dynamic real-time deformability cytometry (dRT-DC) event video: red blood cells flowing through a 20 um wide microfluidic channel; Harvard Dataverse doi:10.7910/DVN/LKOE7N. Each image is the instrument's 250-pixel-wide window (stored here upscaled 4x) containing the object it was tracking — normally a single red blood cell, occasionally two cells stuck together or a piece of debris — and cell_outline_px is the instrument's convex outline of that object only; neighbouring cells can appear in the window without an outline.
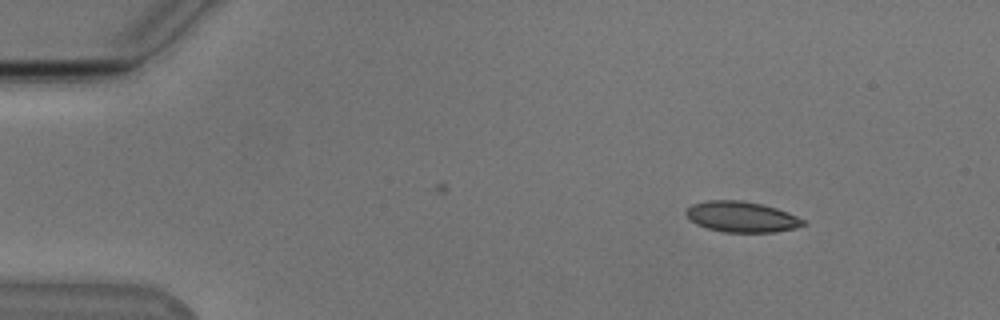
{"species": "Egyptian fruit bat (a non-hibernating species)", "species_latin": "Rousettus aegyptiacus", "temperature_condition": "cold", "stored_images_in_passage": 36, "camera_frame_rate_fps": 3000, "um_per_image_px": 0.085, "animal": {"sex": "male"}, "frame": {"image": 1, "passage_image": 1, "time_ms": 0.0, "image_size_px": [1000, 320], "cell_outline_px": [[808, 224], [796, 228], [776, 232], [724, 232], [708, 228], [696, 224], [684, 212], [692, 204], [708, 200], [740, 200], [760, 204], [776, 208], [788, 212], [804, 220]], "centroid_in_image_um": [63.06, 18.43], "position_along_channel_um": 21.9, "area_um2": 20.87}}
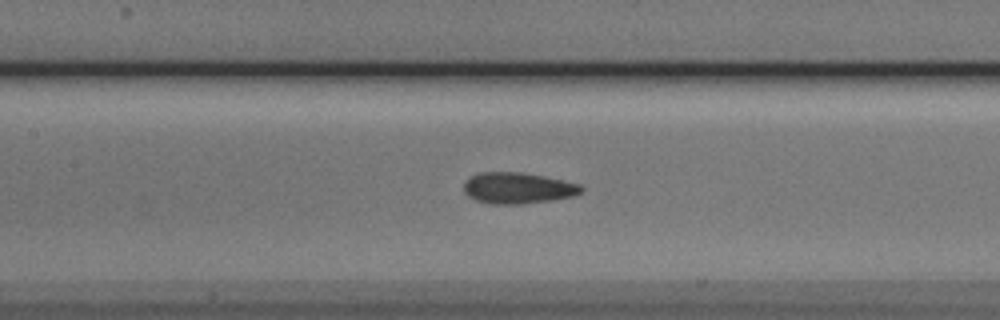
{"frame": {"image": 2, "passage_image": 19, "time_ms": 6.0, "image_size_px": [1000, 320], "cell_outline_px": [[584, 192], [572, 196], [552, 200], [524, 204], [488, 204], [476, 200], [468, 196], [464, 192], [464, 180], [468, 176], [480, 172], [524, 172], [564, 180], [580, 184], [584, 188]], "centroid_in_image_um": [44.0, 15.98], "position_along_channel_um": 163.4, "area_um2": 21.73}}
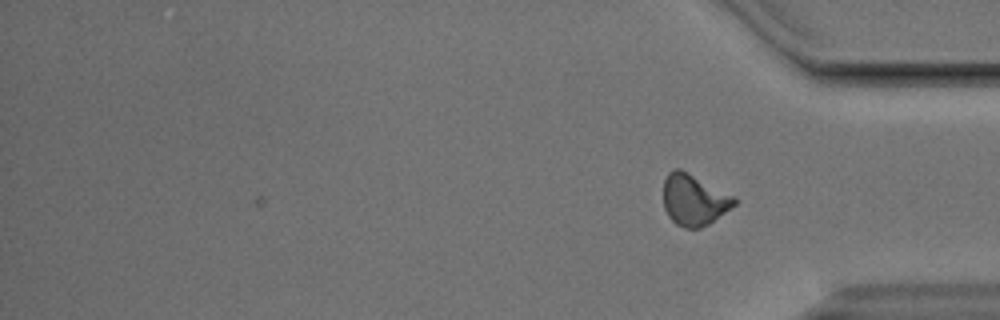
{"frame": {"image": 3, "passage_image": 36, "time_ms": 11.667, "image_size_px": [1000, 320], "cell_outline_px": [[736, 204], [708, 224], [700, 228], [684, 228], [676, 224], [668, 216], [664, 208], [664, 180], [668, 172], [672, 168], [680, 168], [736, 196]], "centroid_in_image_um": [58.98, 16.97], "position_along_channel_um": 376.2, "area_um2": 21.27}, "authors_computed_cell_mechanics": {"area_um2": 21.2126, "velocity_mm_per_s": 3.8237, "shape_relaxation_time_tau1_ms": 4.4306, "shape_relaxation_time_tau2_ms": 1.1906, "deformation_change_tau1": 0.1127, "deformation_change_tau2": 0.0654}}